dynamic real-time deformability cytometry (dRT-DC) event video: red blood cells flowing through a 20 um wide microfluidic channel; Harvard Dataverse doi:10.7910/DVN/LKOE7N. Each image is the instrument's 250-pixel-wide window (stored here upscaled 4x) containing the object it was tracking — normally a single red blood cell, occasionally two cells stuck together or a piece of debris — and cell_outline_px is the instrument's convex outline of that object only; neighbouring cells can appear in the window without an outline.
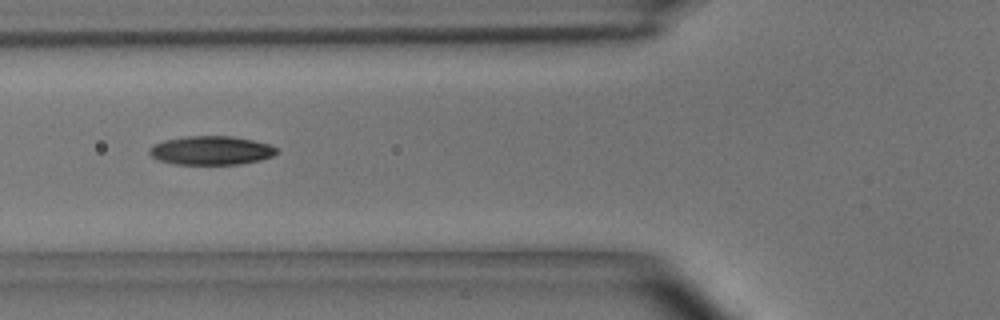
{"species": "common noctule bat (a hibernating species)", "species_latin": "Nyctalus noctula", "temperature_condition": "room temperature", "stored_images_in_passage": 13, "camera_frame_rate_fps": 3000, "um_per_image_px": 0.085, "animal": {"sex": "male", "body_mass_g": 15.6}, "frame": {"image": 1, "passage_image": 6, "time_ms": 1.667, "image_size_px": [1000, 320], "cell_outline_px": [[280, 152], [272, 156], [260, 160], [240, 164], [176, 164], [156, 160], [148, 152], [148, 148], [164, 140], [188, 136], [232, 136], [252, 140], [268, 144], [276, 148]], "centroid_in_image_um": [17.94, 12.79], "position_along_channel_um": 107.9, "area_um2": 21.33}}